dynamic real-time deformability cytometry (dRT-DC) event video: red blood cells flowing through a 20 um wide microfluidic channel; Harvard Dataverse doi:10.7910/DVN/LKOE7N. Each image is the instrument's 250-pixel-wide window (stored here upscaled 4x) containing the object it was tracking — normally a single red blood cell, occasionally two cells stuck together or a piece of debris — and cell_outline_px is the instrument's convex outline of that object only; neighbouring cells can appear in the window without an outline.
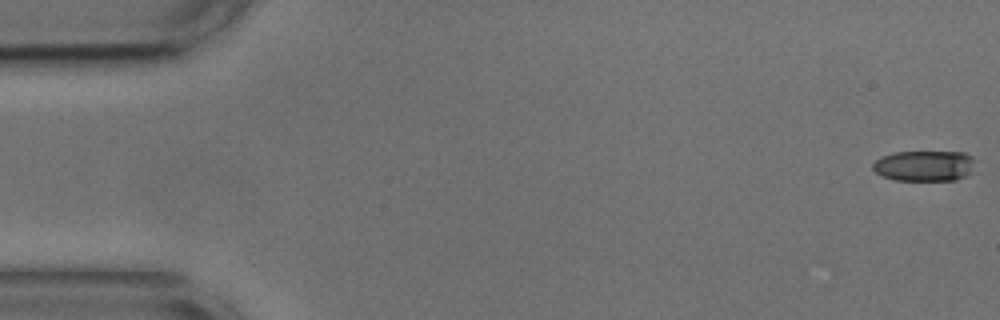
{"species": "common noctule bat (a hibernating species)", "species_latin": "Nyctalus noctula", "temperature_condition": "cold", "stored_images_in_passage": 55, "camera_frame_rate_fps": 3000, "um_per_image_px": 0.085, "animal": {"sex": "male", "body_mass_g": 17.9, "forearm_length_mm": 54.2}, "frame": {"image": 1, "passage_image": 1, "time_ms": 0.0, "image_size_px": [1000, 320], "cell_outline_px": [[972, 172], [956, 180], [892, 180], [880, 176], [872, 168], [872, 164], [880, 156], [896, 152], [964, 152], [972, 156]], "centroid_in_image_um": [78.52, 14.1], "position_along_channel_um": 6.5, "area_um2": 18.32}}
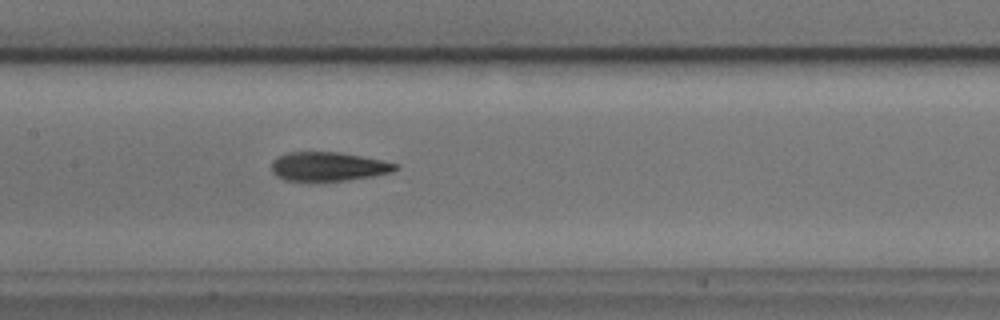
{"frame": {"image": 2, "passage_image": 26, "time_ms": 8.333, "image_size_px": [1000, 320], "cell_outline_px": [[400, 168], [392, 172], [372, 176], [348, 180], [284, 180], [276, 176], [272, 172], [272, 160], [288, 152], [336, 152], [360, 156], [400, 164]], "centroid_in_image_um": [27.92, 14.15], "position_along_channel_um": 179.5, "area_um2": 20.69}}
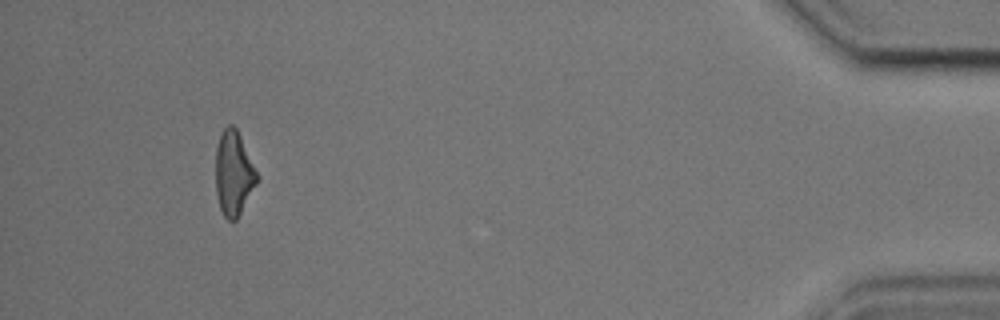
{"frame": {"image": 3, "passage_image": 51, "time_ms": 16.667, "image_size_px": [1000, 320], "cell_outline_px": [[256, 184], [236, 220], [228, 220], [224, 216], [220, 208], [216, 192], [216, 148], [220, 132], [228, 124], [232, 124], [236, 128], [240, 136], [256, 172]], "centroid_in_image_um": [19.82, 14.71], "position_along_channel_um": 415.4, "area_um2": 19.83}, "authors_computed_cell_mechanics": {"area_um2": 20.7502, "velocity_mm_per_s": 3.6679, "shape_relaxation_time_tau1_ms": 8.2293, "shape_relaxation_time_tau2_ms": 2.8071, "deformation_change_tau1": 0.1896, "deformation_change_tau2": 0.1137}}